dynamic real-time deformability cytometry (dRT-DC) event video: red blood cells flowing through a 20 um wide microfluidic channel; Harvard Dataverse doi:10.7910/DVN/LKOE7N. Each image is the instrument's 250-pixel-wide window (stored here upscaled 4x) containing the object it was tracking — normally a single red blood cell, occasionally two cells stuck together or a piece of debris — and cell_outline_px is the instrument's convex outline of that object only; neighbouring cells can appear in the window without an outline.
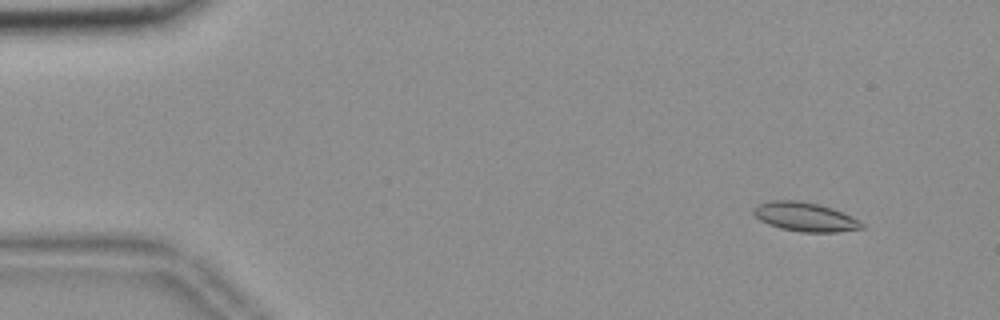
{"species": "common noctule bat (a hibernating species)", "species_latin": "Nyctalus noctula", "temperature_condition": "room temperature", "stored_images_in_passage": 56, "camera_frame_rate_fps": 3000, "um_per_image_px": 0.085, "animal": {"sex": "female", "body_mass_g": 18.4}, "frame": {"image": 1, "passage_image": 6, "time_ms": 1.667, "image_size_px": [1000, 320], "cell_outline_px": [[864, 228], [836, 232], [800, 232], [780, 228], [768, 224], [760, 220], [752, 212], [752, 208], [756, 204], [772, 200], [800, 200], [820, 204], [832, 208], [852, 216], [864, 224]], "centroid_in_image_um": [68.4, 18.42], "position_along_channel_um": 16.6, "area_um2": 18.5}}
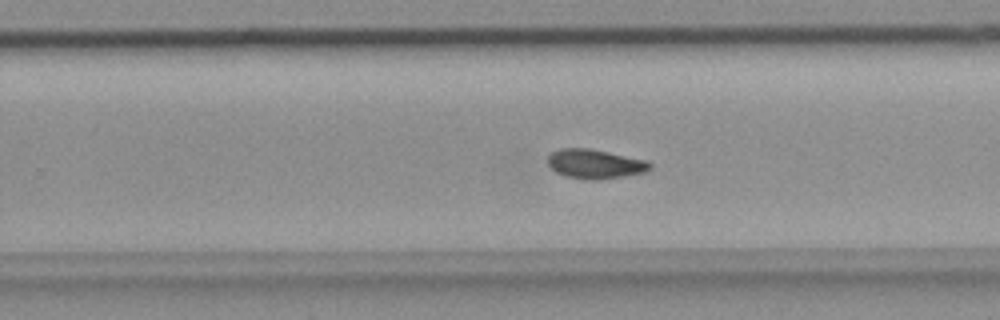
{"frame": {"image": 2, "passage_image": 36, "time_ms": 11.667, "image_size_px": [1000, 320], "cell_outline_px": [[652, 168], [644, 172], [624, 176], [600, 180], [588, 180], [564, 176], [556, 172], [548, 164], [548, 156], [552, 152], [560, 148], [588, 148], [648, 160], [652, 164]], "centroid_in_image_um": [50.59, 13.94], "position_along_channel_um": 279.2, "area_um2": 17.57}}
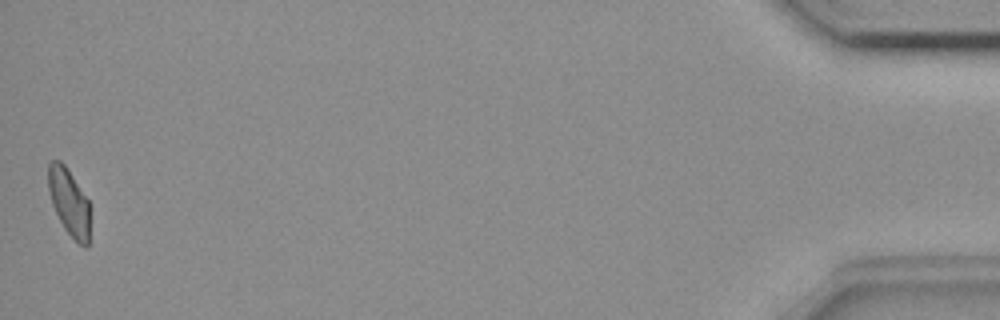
{"frame": {"image": 3, "passage_image": 56, "time_ms": 18.333, "image_size_px": [1000, 320], "cell_outline_px": [[88, 244], [84, 248], [64, 228], [52, 204], [48, 188], [48, 164], [52, 160], [60, 160], [64, 164], [88, 200]], "centroid_in_image_um": [5.84, 17.14], "position_along_channel_um": 429.4, "area_um2": 15.72}, "authors_computed_cell_mechanics": {"area_um2": 17.3689, "velocity_mm_per_s": 3.6621, "shape_relaxation_time_tau1_ms": null, "shape_relaxation_time_tau2_ms": 9.6434, "deformation_change_tau1": null, "deformation_change_tau2": 0.1403}}